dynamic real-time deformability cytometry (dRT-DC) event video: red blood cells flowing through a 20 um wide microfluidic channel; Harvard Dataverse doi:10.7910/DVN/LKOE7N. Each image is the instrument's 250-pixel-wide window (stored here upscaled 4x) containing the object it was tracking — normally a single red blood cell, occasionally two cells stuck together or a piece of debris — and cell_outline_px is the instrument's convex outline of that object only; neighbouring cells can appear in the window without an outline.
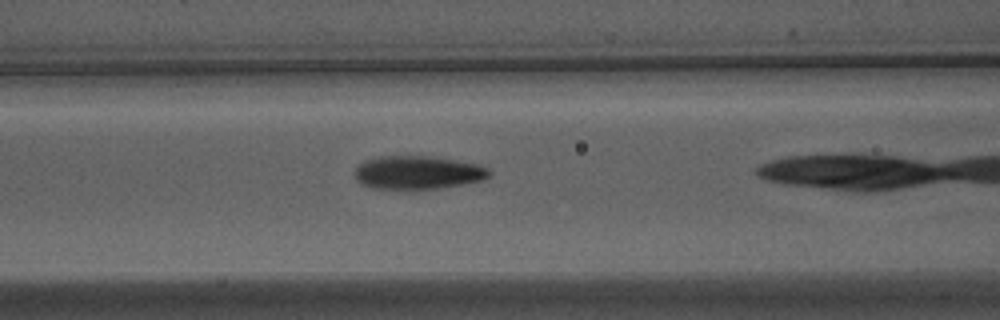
{"species": "Egyptian fruit bat (a non-hibernating species)", "species_latin": "Rousettus aegyptiacus", "temperature_condition": "warm", "stored_images_in_passage": 4, "camera_frame_rate_fps": 3000, "um_per_image_px": 0.085, "animal": {"sex": "male"}, "frame": {"image": 1, "passage_image": 3, "time_ms": 0.667, "image_size_px": [1000, 320], "cell_outline_px": [[492, 172], [484, 180], [436, 188], [372, 188], [360, 184], [356, 180], [352, 172], [364, 160], [380, 156], [424, 156], [480, 164], [488, 168]], "centroid_in_image_um": [35.46, 14.65], "position_along_channel_um": 131.1, "area_um2": 25.89}}